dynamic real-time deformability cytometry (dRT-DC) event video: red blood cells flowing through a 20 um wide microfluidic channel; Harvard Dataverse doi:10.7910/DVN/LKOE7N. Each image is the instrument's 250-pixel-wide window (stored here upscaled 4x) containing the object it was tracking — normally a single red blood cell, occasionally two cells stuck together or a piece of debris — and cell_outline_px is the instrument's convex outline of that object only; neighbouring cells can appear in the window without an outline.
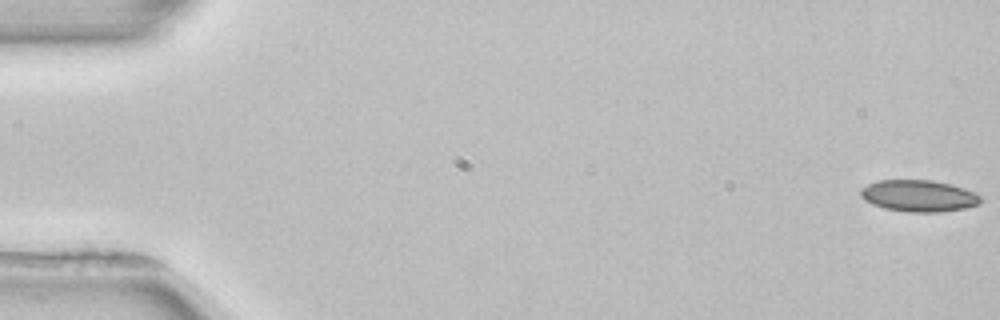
{"species": "common noctule bat (a hibernating species)", "species_latin": "Nyctalus noctula", "temperature_condition": "room temperature", "stored_images_in_passage": 53, "camera_frame_rate_fps": 3000, "um_per_image_px": 0.085, "animal": {"sex": "female", "body_mass_g": 22.7, "forearm_length_mm": 54.2}, "frame": {"image": 1, "passage_image": 1, "time_ms": 0.0, "image_size_px": [1000, 320], "cell_outline_px": [[984, 200], [980, 204], [964, 208], [940, 212], [908, 212], [884, 208], [872, 204], [864, 200], [860, 196], [860, 188], [876, 180], [932, 180], [952, 184], [964, 188], [980, 196]], "centroid_in_image_um": [78.08, 16.64], "position_along_channel_um": 6.9, "area_um2": 22.31}}
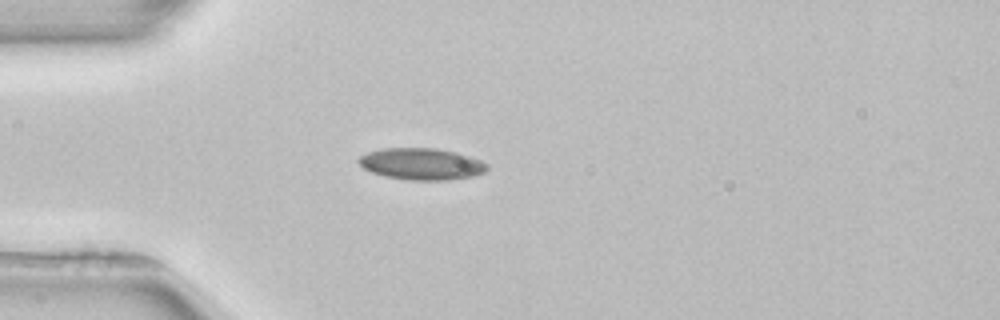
{"frame": {"image": 2, "passage_image": 15, "time_ms": 4.667, "image_size_px": [1000, 320], "cell_outline_px": [[488, 168], [484, 172], [472, 176], [448, 180], [408, 180], [384, 176], [372, 172], [364, 168], [356, 160], [360, 156], [368, 152], [380, 148], [436, 148], [456, 152], [480, 160], [488, 164]], "centroid_in_image_um": [35.81, 13.93], "position_along_channel_um": 49.2, "area_um2": 23.7}}
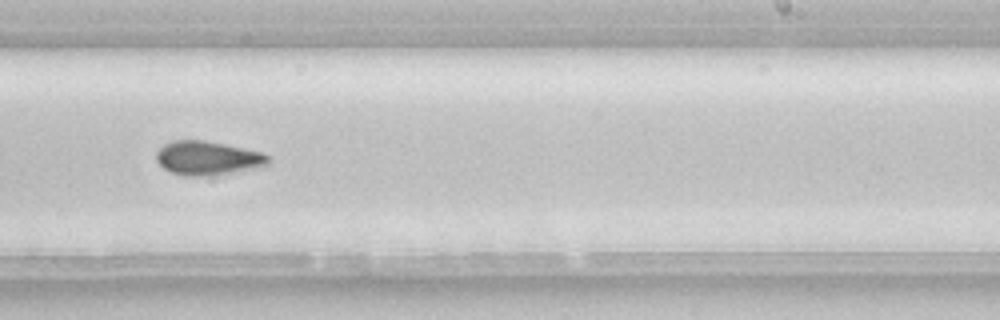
{"frame": {"image": 3, "passage_image": 33, "time_ms": 10.667, "image_size_px": [1000, 320], "cell_outline_px": [[272, 160], [264, 168], [204, 176], [184, 176], [168, 172], [156, 160], [156, 152], [164, 144], [172, 140], [204, 140], [244, 148], [260, 152], [268, 156]], "centroid_in_image_um": [17.67, 13.45], "position_along_channel_um": 271.3, "area_um2": 22.43}, "authors_computed_cell_mechanics": {"area_um2": 22.1952, "velocity_mm_per_s": 3.9257, "shape_relaxation_time_tau1_ms": 8.2058, "shape_relaxation_time_tau2_ms": 8.3095, "deformation_change_tau1": 0.1565, "deformation_change_tau2": 0.1456}}